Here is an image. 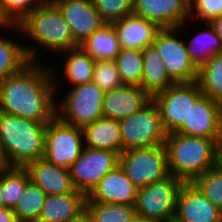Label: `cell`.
I'll list each match as a JSON object with an SVG mask.
<instances>
[{
  "instance_id": "obj_1",
  "label": "cell",
  "mask_w": 222,
  "mask_h": 222,
  "mask_svg": "<svg viewBox=\"0 0 222 222\" xmlns=\"http://www.w3.org/2000/svg\"><path fill=\"white\" fill-rule=\"evenodd\" d=\"M55 72L53 66L30 61L18 73L1 80L0 111L35 122H50L56 116L58 98Z\"/></svg>"
},
{
  "instance_id": "obj_2",
  "label": "cell",
  "mask_w": 222,
  "mask_h": 222,
  "mask_svg": "<svg viewBox=\"0 0 222 222\" xmlns=\"http://www.w3.org/2000/svg\"><path fill=\"white\" fill-rule=\"evenodd\" d=\"M16 30L33 41V46L23 44L29 61L39 62V58L37 60L39 54L34 42L38 43L37 46L46 48V51L50 50L59 55L61 52L78 47L74 43L70 25L51 0H46L40 7L29 13L16 25Z\"/></svg>"
},
{
  "instance_id": "obj_3",
  "label": "cell",
  "mask_w": 222,
  "mask_h": 222,
  "mask_svg": "<svg viewBox=\"0 0 222 222\" xmlns=\"http://www.w3.org/2000/svg\"><path fill=\"white\" fill-rule=\"evenodd\" d=\"M169 175L191 182L220 162L221 146L213 139L167 134L164 142Z\"/></svg>"
},
{
  "instance_id": "obj_4",
  "label": "cell",
  "mask_w": 222,
  "mask_h": 222,
  "mask_svg": "<svg viewBox=\"0 0 222 222\" xmlns=\"http://www.w3.org/2000/svg\"><path fill=\"white\" fill-rule=\"evenodd\" d=\"M46 125L0 111V146L9 166L44 157Z\"/></svg>"
},
{
  "instance_id": "obj_5",
  "label": "cell",
  "mask_w": 222,
  "mask_h": 222,
  "mask_svg": "<svg viewBox=\"0 0 222 222\" xmlns=\"http://www.w3.org/2000/svg\"><path fill=\"white\" fill-rule=\"evenodd\" d=\"M104 91L93 81L70 88L56 102V116L72 126L83 128L103 117ZM61 102V103H59Z\"/></svg>"
},
{
  "instance_id": "obj_6",
  "label": "cell",
  "mask_w": 222,
  "mask_h": 222,
  "mask_svg": "<svg viewBox=\"0 0 222 222\" xmlns=\"http://www.w3.org/2000/svg\"><path fill=\"white\" fill-rule=\"evenodd\" d=\"M123 151L164 145L167 133L156 103L151 99L139 111L119 120Z\"/></svg>"
},
{
  "instance_id": "obj_7",
  "label": "cell",
  "mask_w": 222,
  "mask_h": 222,
  "mask_svg": "<svg viewBox=\"0 0 222 222\" xmlns=\"http://www.w3.org/2000/svg\"><path fill=\"white\" fill-rule=\"evenodd\" d=\"M119 166L138 189L169 176L164 145L123 151Z\"/></svg>"
},
{
  "instance_id": "obj_8",
  "label": "cell",
  "mask_w": 222,
  "mask_h": 222,
  "mask_svg": "<svg viewBox=\"0 0 222 222\" xmlns=\"http://www.w3.org/2000/svg\"><path fill=\"white\" fill-rule=\"evenodd\" d=\"M184 181L169 175L137 190L134 204L136 216L155 222H165L175 217L177 197Z\"/></svg>"
},
{
  "instance_id": "obj_9",
  "label": "cell",
  "mask_w": 222,
  "mask_h": 222,
  "mask_svg": "<svg viewBox=\"0 0 222 222\" xmlns=\"http://www.w3.org/2000/svg\"><path fill=\"white\" fill-rule=\"evenodd\" d=\"M84 147L82 128L65 123L57 116L47 123L43 158L49 163L70 169Z\"/></svg>"
},
{
  "instance_id": "obj_10",
  "label": "cell",
  "mask_w": 222,
  "mask_h": 222,
  "mask_svg": "<svg viewBox=\"0 0 222 222\" xmlns=\"http://www.w3.org/2000/svg\"><path fill=\"white\" fill-rule=\"evenodd\" d=\"M179 30L177 27L160 29L152 45L160 54L166 72L175 84L195 82L198 68L189 58L185 41L177 36L181 34Z\"/></svg>"
},
{
  "instance_id": "obj_11",
  "label": "cell",
  "mask_w": 222,
  "mask_h": 222,
  "mask_svg": "<svg viewBox=\"0 0 222 222\" xmlns=\"http://www.w3.org/2000/svg\"><path fill=\"white\" fill-rule=\"evenodd\" d=\"M203 96L196 82L176 83L155 94L156 103L164 130L167 134L176 132L188 118L191 107Z\"/></svg>"
},
{
  "instance_id": "obj_12",
  "label": "cell",
  "mask_w": 222,
  "mask_h": 222,
  "mask_svg": "<svg viewBox=\"0 0 222 222\" xmlns=\"http://www.w3.org/2000/svg\"><path fill=\"white\" fill-rule=\"evenodd\" d=\"M117 165L119 154L84 147L79 158L69 169L75 189L87 197L99 181Z\"/></svg>"
},
{
  "instance_id": "obj_13",
  "label": "cell",
  "mask_w": 222,
  "mask_h": 222,
  "mask_svg": "<svg viewBox=\"0 0 222 222\" xmlns=\"http://www.w3.org/2000/svg\"><path fill=\"white\" fill-rule=\"evenodd\" d=\"M176 133L213 139L221 146L222 103L203 95Z\"/></svg>"
},
{
  "instance_id": "obj_14",
  "label": "cell",
  "mask_w": 222,
  "mask_h": 222,
  "mask_svg": "<svg viewBox=\"0 0 222 222\" xmlns=\"http://www.w3.org/2000/svg\"><path fill=\"white\" fill-rule=\"evenodd\" d=\"M132 14L154 22L161 29L182 30L190 22L189 0H133Z\"/></svg>"
},
{
  "instance_id": "obj_15",
  "label": "cell",
  "mask_w": 222,
  "mask_h": 222,
  "mask_svg": "<svg viewBox=\"0 0 222 222\" xmlns=\"http://www.w3.org/2000/svg\"><path fill=\"white\" fill-rule=\"evenodd\" d=\"M71 27L74 43L79 45L106 24L93 0H51Z\"/></svg>"
},
{
  "instance_id": "obj_16",
  "label": "cell",
  "mask_w": 222,
  "mask_h": 222,
  "mask_svg": "<svg viewBox=\"0 0 222 222\" xmlns=\"http://www.w3.org/2000/svg\"><path fill=\"white\" fill-rule=\"evenodd\" d=\"M175 217L182 222H222V211L191 182H184L178 193Z\"/></svg>"
},
{
  "instance_id": "obj_17",
  "label": "cell",
  "mask_w": 222,
  "mask_h": 222,
  "mask_svg": "<svg viewBox=\"0 0 222 222\" xmlns=\"http://www.w3.org/2000/svg\"><path fill=\"white\" fill-rule=\"evenodd\" d=\"M137 190L138 188L117 165L99 181L85 202L134 205Z\"/></svg>"
},
{
  "instance_id": "obj_18",
  "label": "cell",
  "mask_w": 222,
  "mask_h": 222,
  "mask_svg": "<svg viewBox=\"0 0 222 222\" xmlns=\"http://www.w3.org/2000/svg\"><path fill=\"white\" fill-rule=\"evenodd\" d=\"M151 99L141 86L123 84L116 89L104 92L103 117L122 120L139 111Z\"/></svg>"
},
{
  "instance_id": "obj_19",
  "label": "cell",
  "mask_w": 222,
  "mask_h": 222,
  "mask_svg": "<svg viewBox=\"0 0 222 222\" xmlns=\"http://www.w3.org/2000/svg\"><path fill=\"white\" fill-rule=\"evenodd\" d=\"M30 180L47 195H59L75 192L70 170L49 163L44 158L26 164Z\"/></svg>"
},
{
  "instance_id": "obj_20",
  "label": "cell",
  "mask_w": 222,
  "mask_h": 222,
  "mask_svg": "<svg viewBox=\"0 0 222 222\" xmlns=\"http://www.w3.org/2000/svg\"><path fill=\"white\" fill-rule=\"evenodd\" d=\"M117 33L121 48L143 50L153 44L161 29L154 22L128 15L111 23Z\"/></svg>"
},
{
  "instance_id": "obj_21",
  "label": "cell",
  "mask_w": 222,
  "mask_h": 222,
  "mask_svg": "<svg viewBox=\"0 0 222 222\" xmlns=\"http://www.w3.org/2000/svg\"><path fill=\"white\" fill-rule=\"evenodd\" d=\"M86 196L75 192L47 195L37 222H69L85 210Z\"/></svg>"
},
{
  "instance_id": "obj_22",
  "label": "cell",
  "mask_w": 222,
  "mask_h": 222,
  "mask_svg": "<svg viewBox=\"0 0 222 222\" xmlns=\"http://www.w3.org/2000/svg\"><path fill=\"white\" fill-rule=\"evenodd\" d=\"M84 146L87 148L101 149L121 154L123 142L118 120L102 117L82 128Z\"/></svg>"
},
{
  "instance_id": "obj_23",
  "label": "cell",
  "mask_w": 222,
  "mask_h": 222,
  "mask_svg": "<svg viewBox=\"0 0 222 222\" xmlns=\"http://www.w3.org/2000/svg\"><path fill=\"white\" fill-rule=\"evenodd\" d=\"M143 72L140 86L152 98L175 83L168 76L161 56L153 45L142 50Z\"/></svg>"
},
{
  "instance_id": "obj_24",
  "label": "cell",
  "mask_w": 222,
  "mask_h": 222,
  "mask_svg": "<svg viewBox=\"0 0 222 222\" xmlns=\"http://www.w3.org/2000/svg\"><path fill=\"white\" fill-rule=\"evenodd\" d=\"M79 47L95 61H114L121 50L117 33L111 23H106L95 31Z\"/></svg>"
},
{
  "instance_id": "obj_25",
  "label": "cell",
  "mask_w": 222,
  "mask_h": 222,
  "mask_svg": "<svg viewBox=\"0 0 222 222\" xmlns=\"http://www.w3.org/2000/svg\"><path fill=\"white\" fill-rule=\"evenodd\" d=\"M65 54L63 74L70 86L85 84L92 81L95 60L80 47L61 52Z\"/></svg>"
},
{
  "instance_id": "obj_26",
  "label": "cell",
  "mask_w": 222,
  "mask_h": 222,
  "mask_svg": "<svg viewBox=\"0 0 222 222\" xmlns=\"http://www.w3.org/2000/svg\"><path fill=\"white\" fill-rule=\"evenodd\" d=\"M205 30L198 32L189 43H185L190 60L198 68L215 54L222 52L221 40L213 27L206 22Z\"/></svg>"
},
{
  "instance_id": "obj_27",
  "label": "cell",
  "mask_w": 222,
  "mask_h": 222,
  "mask_svg": "<svg viewBox=\"0 0 222 222\" xmlns=\"http://www.w3.org/2000/svg\"><path fill=\"white\" fill-rule=\"evenodd\" d=\"M195 82L204 96L222 103V52L198 67Z\"/></svg>"
},
{
  "instance_id": "obj_28",
  "label": "cell",
  "mask_w": 222,
  "mask_h": 222,
  "mask_svg": "<svg viewBox=\"0 0 222 222\" xmlns=\"http://www.w3.org/2000/svg\"><path fill=\"white\" fill-rule=\"evenodd\" d=\"M47 194L31 180L13 208L18 221L37 222Z\"/></svg>"
},
{
  "instance_id": "obj_29",
  "label": "cell",
  "mask_w": 222,
  "mask_h": 222,
  "mask_svg": "<svg viewBox=\"0 0 222 222\" xmlns=\"http://www.w3.org/2000/svg\"><path fill=\"white\" fill-rule=\"evenodd\" d=\"M24 46L0 35V81L29 63Z\"/></svg>"
},
{
  "instance_id": "obj_30",
  "label": "cell",
  "mask_w": 222,
  "mask_h": 222,
  "mask_svg": "<svg viewBox=\"0 0 222 222\" xmlns=\"http://www.w3.org/2000/svg\"><path fill=\"white\" fill-rule=\"evenodd\" d=\"M30 181L25 167L9 166L2 170V199L4 206L14 208Z\"/></svg>"
},
{
  "instance_id": "obj_31",
  "label": "cell",
  "mask_w": 222,
  "mask_h": 222,
  "mask_svg": "<svg viewBox=\"0 0 222 222\" xmlns=\"http://www.w3.org/2000/svg\"><path fill=\"white\" fill-rule=\"evenodd\" d=\"M91 222H131L136 217L134 205L85 202Z\"/></svg>"
},
{
  "instance_id": "obj_32",
  "label": "cell",
  "mask_w": 222,
  "mask_h": 222,
  "mask_svg": "<svg viewBox=\"0 0 222 222\" xmlns=\"http://www.w3.org/2000/svg\"><path fill=\"white\" fill-rule=\"evenodd\" d=\"M114 61L124 84L140 86L143 72L142 50L121 48Z\"/></svg>"
},
{
  "instance_id": "obj_33",
  "label": "cell",
  "mask_w": 222,
  "mask_h": 222,
  "mask_svg": "<svg viewBox=\"0 0 222 222\" xmlns=\"http://www.w3.org/2000/svg\"><path fill=\"white\" fill-rule=\"evenodd\" d=\"M191 183L222 211V162L195 177Z\"/></svg>"
},
{
  "instance_id": "obj_34",
  "label": "cell",
  "mask_w": 222,
  "mask_h": 222,
  "mask_svg": "<svg viewBox=\"0 0 222 222\" xmlns=\"http://www.w3.org/2000/svg\"><path fill=\"white\" fill-rule=\"evenodd\" d=\"M92 81L104 92L122 86V82L115 61H95Z\"/></svg>"
},
{
  "instance_id": "obj_35",
  "label": "cell",
  "mask_w": 222,
  "mask_h": 222,
  "mask_svg": "<svg viewBox=\"0 0 222 222\" xmlns=\"http://www.w3.org/2000/svg\"><path fill=\"white\" fill-rule=\"evenodd\" d=\"M46 0H0L5 18L18 25L29 13L40 7Z\"/></svg>"
},
{
  "instance_id": "obj_36",
  "label": "cell",
  "mask_w": 222,
  "mask_h": 222,
  "mask_svg": "<svg viewBox=\"0 0 222 222\" xmlns=\"http://www.w3.org/2000/svg\"><path fill=\"white\" fill-rule=\"evenodd\" d=\"M96 10L106 23L132 14L133 0H93Z\"/></svg>"
},
{
  "instance_id": "obj_37",
  "label": "cell",
  "mask_w": 222,
  "mask_h": 222,
  "mask_svg": "<svg viewBox=\"0 0 222 222\" xmlns=\"http://www.w3.org/2000/svg\"><path fill=\"white\" fill-rule=\"evenodd\" d=\"M222 15V0H189V20L210 22Z\"/></svg>"
},
{
  "instance_id": "obj_38",
  "label": "cell",
  "mask_w": 222,
  "mask_h": 222,
  "mask_svg": "<svg viewBox=\"0 0 222 222\" xmlns=\"http://www.w3.org/2000/svg\"><path fill=\"white\" fill-rule=\"evenodd\" d=\"M15 212L12 208H0V222H17Z\"/></svg>"
},
{
  "instance_id": "obj_39",
  "label": "cell",
  "mask_w": 222,
  "mask_h": 222,
  "mask_svg": "<svg viewBox=\"0 0 222 222\" xmlns=\"http://www.w3.org/2000/svg\"><path fill=\"white\" fill-rule=\"evenodd\" d=\"M209 24L213 27L217 37L221 40L222 43V15L213 18Z\"/></svg>"
},
{
  "instance_id": "obj_40",
  "label": "cell",
  "mask_w": 222,
  "mask_h": 222,
  "mask_svg": "<svg viewBox=\"0 0 222 222\" xmlns=\"http://www.w3.org/2000/svg\"><path fill=\"white\" fill-rule=\"evenodd\" d=\"M4 29L5 31V28L8 30V29H16V25H12L6 18L5 16L3 15L2 13V10H1V6H0V29Z\"/></svg>"
},
{
  "instance_id": "obj_41",
  "label": "cell",
  "mask_w": 222,
  "mask_h": 222,
  "mask_svg": "<svg viewBox=\"0 0 222 222\" xmlns=\"http://www.w3.org/2000/svg\"><path fill=\"white\" fill-rule=\"evenodd\" d=\"M69 222H91V219L86 210H84L76 218L71 219Z\"/></svg>"
},
{
  "instance_id": "obj_42",
  "label": "cell",
  "mask_w": 222,
  "mask_h": 222,
  "mask_svg": "<svg viewBox=\"0 0 222 222\" xmlns=\"http://www.w3.org/2000/svg\"><path fill=\"white\" fill-rule=\"evenodd\" d=\"M9 165L4 157V154H3V151L1 149V146H0V171L3 170V169H6L8 168Z\"/></svg>"
},
{
  "instance_id": "obj_43",
  "label": "cell",
  "mask_w": 222,
  "mask_h": 222,
  "mask_svg": "<svg viewBox=\"0 0 222 222\" xmlns=\"http://www.w3.org/2000/svg\"><path fill=\"white\" fill-rule=\"evenodd\" d=\"M4 206V202L2 199V170L0 171V208H3Z\"/></svg>"
},
{
  "instance_id": "obj_44",
  "label": "cell",
  "mask_w": 222,
  "mask_h": 222,
  "mask_svg": "<svg viewBox=\"0 0 222 222\" xmlns=\"http://www.w3.org/2000/svg\"><path fill=\"white\" fill-rule=\"evenodd\" d=\"M131 222H155V221L140 216H136Z\"/></svg>"
},
{
  "instance_id": "obj_45",
  "label": "cell",
  "mask_w": 222,
  "mask_h": 222,
  "mask_svg": "<svg viewBox=\"0 0 222 222\" xmlns=\"http://www.w3.org/2000/svg\"><path fill=\"white\" fill-rule=\"evenodd\" d=\"M165 222H182L180 220H178L176 217H172V218H169L167 221Z\"/></svg>"
},
{
  "instance_id": "obj_46",
  "label": "cell",
  "mask_w": 222,
  "mask_h": 222,
  "mask_svg": "<svg viewBox=\"0 0 222 222\" xmlns=\"http://www.w3.org/2000/svg\"><path fill=\"white\" fill-rule=\"evenodd\" d=\"M220 162H222V144H221V156H220Z\"/></svg>"
}]
</instances>
